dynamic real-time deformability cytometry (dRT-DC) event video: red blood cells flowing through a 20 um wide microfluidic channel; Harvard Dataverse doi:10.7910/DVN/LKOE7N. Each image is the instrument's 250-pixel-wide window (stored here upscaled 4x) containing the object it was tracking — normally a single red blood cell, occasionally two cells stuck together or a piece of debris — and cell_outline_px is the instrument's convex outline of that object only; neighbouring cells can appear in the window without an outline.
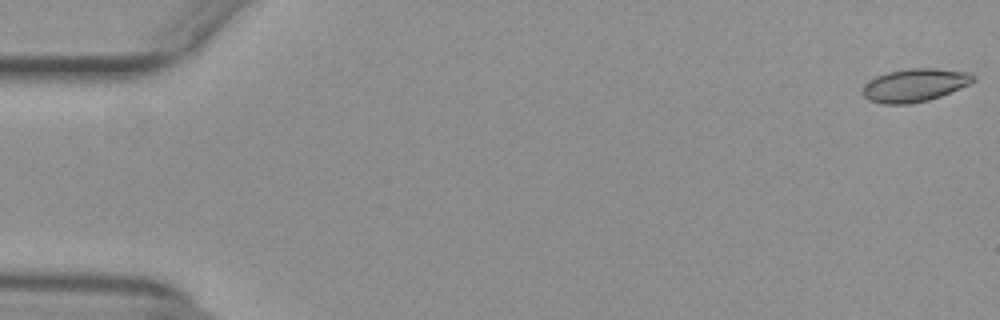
{"species": "common noctule bat (a hibernating species)", "species_latin": "Nyctalus noctula", "temperature_condition": "warm", "stored_images_in_passage": 53, "camera_frame_rate_fps": 3000, "um_per_image_px": 0.085, "animal": {"sex": "female", "body_mass_g": 29.2, "forearm_length_mm": 56.3}, "frame": {"image": 1, "passage_image": 1, "time_ms": 0.0, "image_size_px": [1000, 320], "cell_outline_px": [[976, 80], [968, 84], [940, 96], [928, 100], [908, 104], [880, 104], [868, 100], [860, 92], [864, 84], [876, 76], [888, 72], [908, 68], [936, 68], [968, 72], [976, 76]], "centroid_in_image_um": [77.71, 7.24], "position_along_channel_um": 7.3, "area_um2": 21.39}}
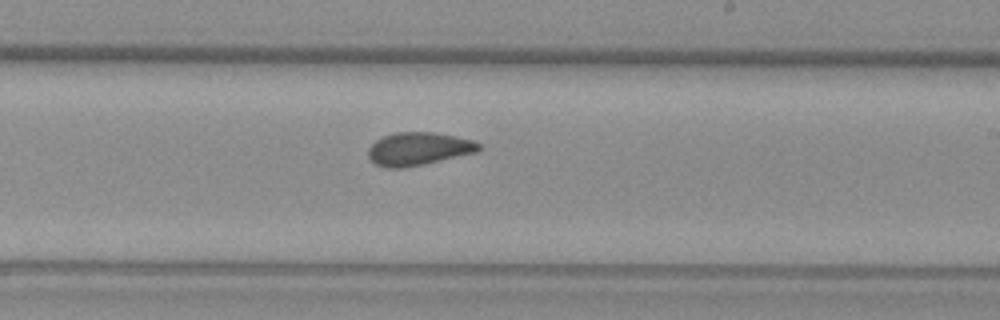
{"frame": {"image": 2, "passage_image": 32, "time_ms": 10.333, "image_size_px": [1000, 320], "cell_outline_px": [[480, 148], [476, 152], [404, 168], [384, 168], [376, 164], [368, 156], [368, 148], [376, 140], [384, 136], [396, 132], [436, 132], [456, 136], [472, 140], [480, 144]], "centroid_in_image_um": [35.54, 12.64], "position_along_channel_um": 253.5, "area_um2": 21.1}}
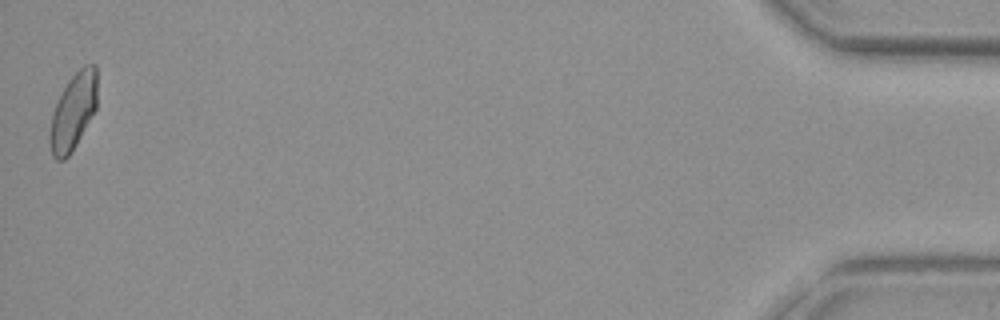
{"frame": {"image": 3, "passage_image": 53, "time_ms": 17.333, "image_size_px": [1000, 320], "cell_outline_px": [[96, 108], [76, 144], [68, 156], [64, 160], [56, 160], [52, 156], [48, 140], [48, 136], [52, 112], [68, 80], [84, 64], [96, 64]], "centroid_in_image_um": [6.19, 9.5], "position_along_channel_um": 429.0, "area_um2": 20.98}, "authors_computed_cell_mechanics": {"area_um2": 21.2126, "velocity_mm_per_s": 3.9232, "shape_relaxation_time_tau1_ms": null, "shape_relaxation_time_tau2_ms": 1.2581, "deformation_change_tau1": null, "deformation_change_tau2": 0.0545}}